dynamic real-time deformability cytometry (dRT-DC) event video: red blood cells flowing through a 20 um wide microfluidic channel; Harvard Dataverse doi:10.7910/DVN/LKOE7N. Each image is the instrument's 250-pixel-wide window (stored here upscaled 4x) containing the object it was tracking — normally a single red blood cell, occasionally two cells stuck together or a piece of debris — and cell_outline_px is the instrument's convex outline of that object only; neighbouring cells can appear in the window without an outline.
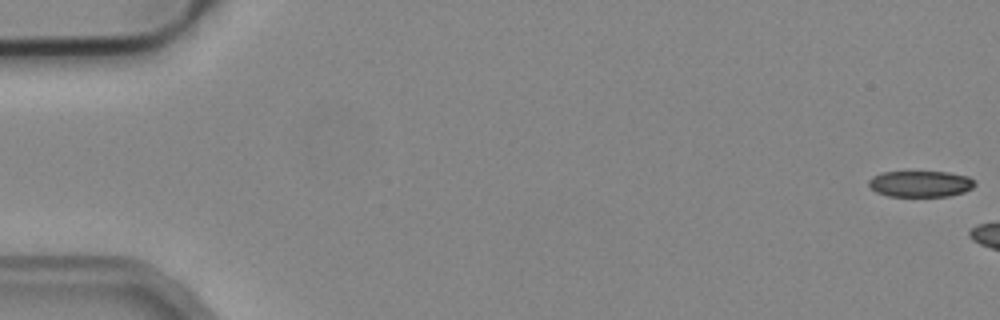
{"species": "common noctule bat (a hibernating species)", "species_latin": "Nyctalus noctula", "temperature_condition": "cold", "stored_images_in_passage": 8, "camera_frame_rate_fps": 3000, "um_per_image_px": 0.085, "animal": {"sex": "male", "body_mass_g": 19.2, "forearm_length_mm": 51.8}, "frame": {"image": 1, "passage_image": 1, "time_ms": 0.0, "image_size_px": [1000, 320], "cell_outline_px": [[976, 184], [972, 188], [964, 192], [948, 196], [888, 196], [876, 192], [868, 184], [868, 180], [872, 176], [880, 172], [948, 172], [968, 176]], "centroid_in_image_um": [78.22, 15.62], "position_along_channel_um": 6.8, "area_um2": 16.18}}